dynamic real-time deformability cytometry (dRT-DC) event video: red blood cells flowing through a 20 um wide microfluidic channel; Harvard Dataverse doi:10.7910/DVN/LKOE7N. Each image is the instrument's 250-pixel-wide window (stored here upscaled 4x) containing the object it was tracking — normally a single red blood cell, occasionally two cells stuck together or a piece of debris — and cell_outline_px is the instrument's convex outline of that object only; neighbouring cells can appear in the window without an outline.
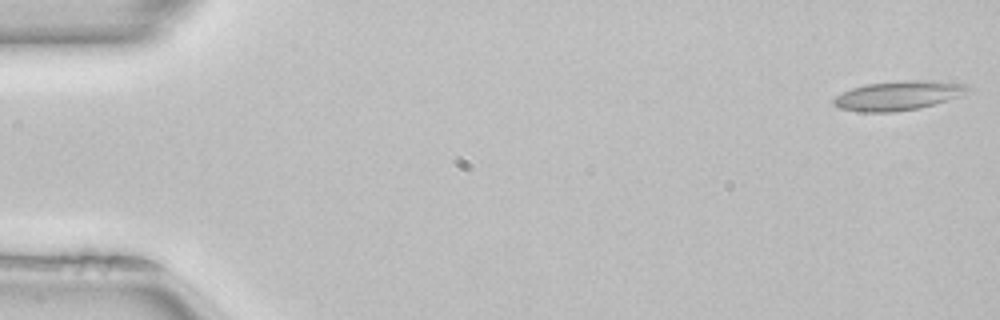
{"species": "common noctule bat (a hibernating species)", "species_latin": "Nyctalus noctula", "temperature_condition": "room temperature", "stored_images_in_passage": 51, "camera_frame_rate_fps": 3000, "um_per_image_px": 0.085, "animal": {"sex": "female", "body_mass_g": 22.7, "forearm_length_mm": 54.2}, "frame": {"image": 1, "passage_image": 1, "time_ms": 0.0, "image_size_px": [1000, 320], "cell_outline_px": [[968, 88], [956, 96], [948, 100], [916, 108], [892, 112], [860, 112], [840, 108], [832, 104], [832, 100], [836, 96], [852, 88], [864, 84], [904, 80], [936, 80], [964, 84]], "centroid_in_image_um": [76.26, 8.11], "position_along_channel_um": 8.7, "area_um2": 22.48}}
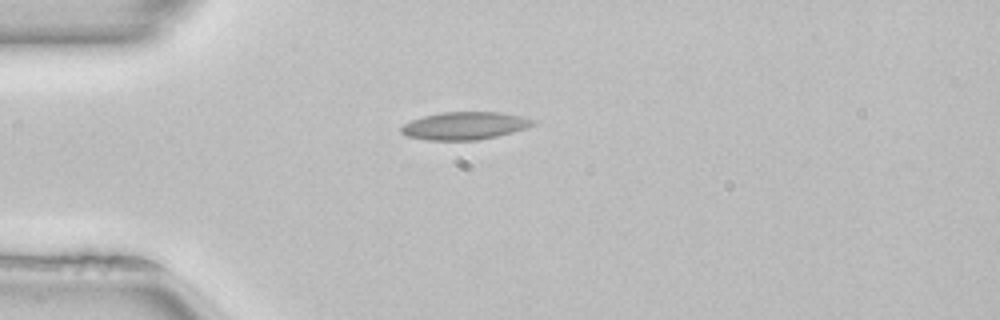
{"frame": {"image": 2, "passage_image": 13, "time_ms": 4.0, "image_size_px": [1000, 320], "cell_outline_px": [[536, 124], [512, 132], [496, 136], [476, 140], [428, 140], [408, 136], [400, 132], [400, 128], [404, 124], [412, 120], [424, 116], [444, 112], [500, 112], [520, 116], [536, 120]], "centroid_in_image_um": [39.5, 10.68], "position_along_channel_um": 45.5, "area_um2": 21.04}}
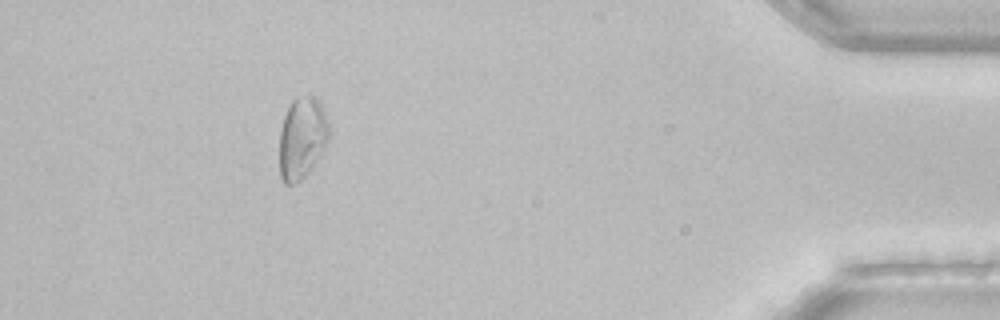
{"frame": {"image": 3, "passage_image": 46, "time_ms": 15.0, "image_size_px": [1000, 320], "cell_outline_px": [[328, 140], [324, 148], [312, 168], [296, 184], [284, 184], [280, 176], [280, 132], [284, 116], [292, 100], [296, 96], [316, 96], [324, 112], [328, 124]], "centroid_in_image_um": [25.66, 11.73], "position_along_channel_um": 409.5, "area_um2": 23.41}, "authors_computed_cell_mechanics": {"area_um2": 20.4612, "velocity_mm_per_s": 4.018, "shape_relaxation_time_tau1_ms": null, "shape_relaxation_time_tau2_ms": 2.7329, "deformation_change_tau1": null, "deformation_change_tau2": 0.0806}}